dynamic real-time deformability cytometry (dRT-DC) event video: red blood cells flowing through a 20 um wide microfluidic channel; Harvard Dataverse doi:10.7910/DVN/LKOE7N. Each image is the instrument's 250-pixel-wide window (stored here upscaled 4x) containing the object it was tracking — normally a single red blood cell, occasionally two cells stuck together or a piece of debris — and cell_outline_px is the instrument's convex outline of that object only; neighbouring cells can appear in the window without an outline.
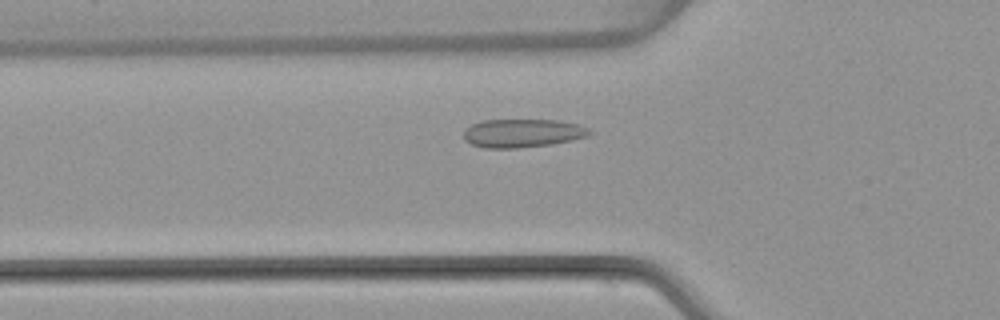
{"species": "common noctule bat (a hibernating species)", "species_latin": "Nyctalus noctula", "temperature_condition": "warm", "stored_images_in_passage": 46, "camera_frame_rate_fps": 3000, "um_per_image_px": 0.085, "animal": {"sex": "female", "body_mass_g": 22.7, "forearm_length_mm": 54.2}, "frame": {"image": 1, "passage_image": 12, "time_ms": 3.667, "image_size_px": [1000, 320], "cell_outline_px": [[592, 132], [588, 136], [572, 140], [552, 144], [520, 148], [484, 148], [472, 144], [464, 140], [464, 128], [472, 124], [484, 120], [556, 120], [580, 124], [588, 128]], "centroid_in_image_um": [44.41, 11.32], "position_along_channel_um": 81.4, "area_um2": 20.98}}
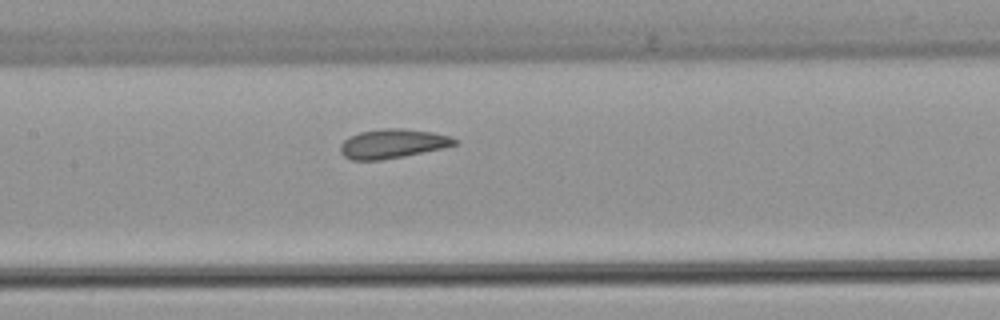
{"frame": {"image": 2, "passage_image": 19, "time_ms": 6.0, "image_size_px": [1000, 320], "cell_outline_px": [[460, 140], [456, 144], [444, 148], [404, 156], [380, 160], [352, 160], [344, 156], [340, 152], [340, 144], [344, 140], [360, 132], [384, 128], [400, 128], [432, 132], [448, 136]], "centroid_in_image_um": [33.38, 12.21], "position_along_channel_um": 174.0, "area_um2": 19.36}}
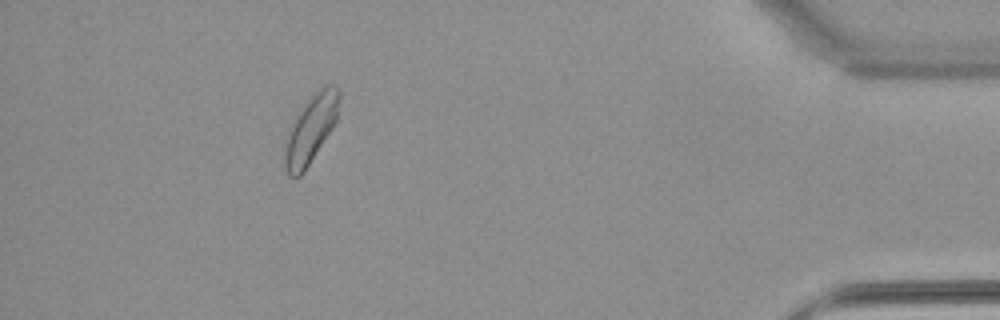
{"frame": {"image": 3, "passage_image": 41, "time_ms": 13.333, "image_size_px": [1000, 320], "cell_outline_px": [[340, 96], [336, 120], [332, 128], [304, 172], [300, 176], [288, 176], [284, 164], [284, 152], [288, 136], [292, 124], [300, 112], [312, 96], [324, 84], [336, 84], [340, 92]], "centroid_in_image_um": [26.44, 10.98], "position_along_channel_um": 408.8, "area_um2": 20.87}, "authors_computed_cell_mechanics": {"area_um2": 19.9121, "velocity_mm_per_s": 3.9578, "shape_relaxation_time_tau1_ms": 6.7734, "shape_relaxation_time_tau2_ms": 1.0463, "deformation_change_tau1": 0.1018, "deformation_change_tau2": 0.041}}